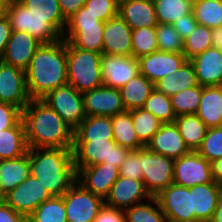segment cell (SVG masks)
Instances as JSON below:
<instances>
[{
	"label": "cell",
	"mask_w": 222,
	"mask_h": 222,
	"mask_svg": "<svg viewBox=\"0 0 222 222\" xmlns=\"http://www.w3.org/2000/svg\"><path fill=\"white\" fill-rule=\"evenodd\" d=\"M30 175L28 152L19 158L0 160V199Z\"/></svg>",
	"instance_id": "obj_26"
},
{
	"label": "cell",
	"mask_w": 222,
	"mask_h": 222,
	"mask_svg": "<svg viewBox=\"0 0 222 222\" xmlns=\"http://www.w3.org/2000/svg\"><path fill=\"white\" fill-rule=\"evenodd\" d=\"M196 115L208 128L222 126V85L202 86V96Z\"/></svg>",
	"instance_id": "obj_27"
},
{
	"label": "cell",
	"mask_w": 222,
	"mask_h": 222,
	"mask_svg": "<svg viewBox=\"0 0 222 222\" xmlns=\"http://www.w3.org/2000/svg\"><path fill=\"white\" fill-rule=\"evenodd\" d=\"M120 176L142 180V167L140 163V149L131 151L119 169Z\"/></svg>",
	"instance_id": "obj_47"
},
{
	"label": "cell",
	"mask_w": 222,
	"mask_h": 222,
	"mask_svg": "<svg viewBox=\"0 0 222 222\" xmlns=\"http://www.w3.org/2000/svg\"><path fill=\"white\" fill-rule=\"evenodd\" d=\"M200 86L222 85V52L210 47L190 60Z\"/></svg>",
	"instance_id": "obj_22"
},
{
	"label": "cell",
	"mask_w": 222,
	"mask_h": 222,
	"mask_svg": "<svg viewBox=\"0 0 222 222\" xmlns=\"http://www.w3.org/2000/svg\"><path fill=\"white\" fill-rule=\"evenodd\" d=\"M101 74L104 86L120 89L140 74L138 58L102 53Z\"/></svg>",
	"instance_id": "obj_13"
},
{
	"label": "cell",
	"mask_w": 222,
	"mask_h": 222,
	"mask_svg": "<svg viewBox=\"0 0 222 222\" xmlns=\"http://www.w3.org/2000/svg\"><path fill=\"white\" fill-rule=\"evenodd\" d=\"M158 23L173 24L192 11L188 0H153Z\"/></svg>",
	"instance_id": "obj_39"
},
{
	"label": "cell",
	"mask_w": 222,
	"mask_h": 222,
	"mask_svg": "<svg viewBox=\"0 0 222 222\" xmlns=\"http://www.w3.org/2000/svg\"><path fill=\"white\" fill-rule=\"evenodd\" d=\"M31 175L52 196H63L77 181L72 149L28 148Z\"/></svg>",
	"instance_id": "obj_3"
},
{
	"label": "cell",
	"mask_w": 222,
	"mask_h": 222,
	"mask_svg": "<svg viewBox=\"0 0 222 222\" xmlns=\"http://www.w3.org/2000/svg\"><path fill=\"white\" fill-rule=\"evenodd\" d=\"M197 152L210 163L222 158V126L208 128Z\"/></svg>",
	"instance_id": "obj_45"
},
{
	"label": "cell",
	"mask_w": 222,
	"mask_h": 222,
	"mask_svg": "<svg viewBox=\"0 0 222 222\" xmlns=\"http://www.w3.org/2000/svg\"><path fill=\"white\" fill-rule=\"evenodd\" d=\"M192 12L199 25L210 29L222 27V1L202 0L192 5Z\"/></svg>",
	"instance_id": "obj_35"
},
{
	"label": "cell",
	"mask_w": 222,
	"mask_h": 222,
	"mask_svg": "<svg viewBox=\"0 0 222 222\" xmlns=\"http://www.w3.org/2000/svg\"><path fill=\"white\" fill-rule=\"evenodd\" d=\"M86 0H58L62 15L67 20L74 15L82 6H84Z\"/></svg>",
	"instance_id": "obj_53"
},
{
	"label": "cell",
	"mask_w": 222,
	"mask_h": 222,
	"mask_svg": "<svg viewBox=\"0 0 222 222\" xmlns=\"http://www.w3.org/2000/svg\"><path fill=\"white\" fill-rule=\"evenodd\" d=\"M154 89L155 84L144 75L138 74L136 77L132 78L119 89L125 109L129 111L142 108L145 100Z\"/></svg>",
	"instance_id": "obj_31"
},
{
	"label": "cell",
	"mask_w": 222,
	"mask_h": 222,
	"mask_svg": "<svg viewBox=\"0 0 222 222\" xmlns=\"http://www.w3.org/2000/svg\"><path fill=\"white\" fill-rule=\"evenodd\" d=\"M102 53L132 56V29L119 14L104 23Z\"/></svg>",
	"instance_id": "obj_20"
},
{
	"label": "cell",
	"mask_w": 222,
	"mask_h": 222,
	"mask_svg": "<svg viewBox=\"0 0 222 222\" xmlns=\"http://www.w3.org/2000/svg\"><path fill=\"white\" fill-rule=\"evenodd\" d=\"M202 96V86L198 85L189 89H184L170 96V101L177 116L196 114Z\"/></svg>",
	"instance_id": "obj_41"
},
{
	"label": "cell",
	"mask_w": 222,
	"mask_h": 222,
	"mask_svg": "<svg viewBox=\"0 0 222 222\" xmlns=\"http://www.w3.org/2000/svg\"><path fill=\"white\" fill-rule=\"evenodd\" d=\"M156 26L132 30V56L139 58L158 51Z\"/></svg>",
	"instance_id": "obj_43"
},
{
	"label": "cell",
	"mask_w": 222,
	"mask_h": 222,
	"mask_svg": "<svg viewBox=\"0 0 222 222\" xmlns=\"http://www.w3.org/2000/svg\"><path fill=\"white\" fill-rule=\"evenodd\" d=\"M214 182L211 163L196 151L174 160L173 183L187 188Z\"/></svg>",
	"instance_id": "obj_12"
},
{
	"label": "cell",
	"mask_w": 222,
	"mask_h": 222,
	"mask_svg": "<svg viewBox=\"0 0 222 222\" xmlns=\"http://www.w3.org/2000/svg\"><path fill=\"white\" fill-rule=\"evenodd\" d=\"M198 85L194 66L190 60H187L177 71L158 80L155 88L170 97L184 89Z\"/></svg>",
	"instance_id": "obj_28"
},
{
	"label": "cell",
	"mask_w": 222,
	"mask_h": 222,
	"mask_svg": "<svg viewBox=\"0 0 222 222\" xmlns=\"http://www.w3.org/2000/svg\"><path fill=\"white\" fill-rule=\"evenodd\" d=\"M62 197L67 222H93L105 203L103 198L87 191L77 181Z\"/></svg>",
	"instance_id": "obj_9"
},
{
	"label": "cell",
	"mask_w": 222,
	"mask_h": 222,
	"mask_svg": "<svg viewBox=\"0 0 222 222\" xmlns=\"http://www.w3.org/2000/svg\"><path fill=\"white\" fill-rule=\"evenodd\" d=\"M22 120L28 148L73 149L74 131L42 99H31Z\"/></svg>",
	"instance_id": "obj_1"
},
{
	"label": "cell",
	"mask_w": 222,
	"mask_h": 222,
	"mask_svg": "<svg viewBox=\"0 0 222 222\" xmlns=\"http://www.w3.org/2000/svg\"><path fill=\"white\" fill-rule=\"evenodd\" d=\"M12 33L10 21L7 16L0 18V58L2 57L7 42L9 41Z\"/></svg>",
	"instance_id": "obj_54"
},
{
	"label": "cell",
	"mask_w": 222,
	"mask_h": 222,
	"mask_svg": "<svg viewBox=\"0 0 222 222\" xmlns=\"http://www.w3.org/2000/svg\"><path fill=\"white\" fill-rule=\"evenodd\" d=\"M140 163L142 181L151 197H156L173 183L174 159L154 153L144 147L140 149Z\"/></svg>",
	"instance_id": "obj_7"
},
{
	"label": "cell",
	"mask_w": 222,
	"mask_h": 222,
	"mask_svg": "<svg viewBox=\"0 0 222 222\" xmlns=\"http://www.w3.org/2000/svg\"><path fill=\"white\" fill-rule=\"evenodd\" d=\"M25 73L31 99H42L50 91L68 84L67 41L61 39L55 43L41 44Z\"/></svg>",
	"instance_id": "obj_2"
},
{
	"label": "cell",
	"mask_w": 222,
	"mask_h": 222,
	"mask_svg": "<svg viewBox=\"0 0 222 222\" xmlns=\"http://www.w3.org/2000/svg\"><path fill=\"white\" fill-rule=\"evenodd\" d=\"M113 127V140L116 144L131 151L146 147L135 132L130 110L113 115L111 117Z\"/></svg>",
	"instance_id": "obj_32"
},
{
	"label": "cell",
	"mask_w": 222,
	"mask_h": 222,
	"mask_svg": "<svg viewBox=\"0 0 222 222\" xmlns=\"http://www.w3.org/2000/svg\"><path fill=\"white\" fill-rule=\"evenodd\" d=\"M119 168L108 163H100L81 168L77 172V182L87 191L105 200L110 189L119 178Z\"/></svg>",
	"instance_id": "obj_17"
},
{
	"label": "cell",
	"mask_w": 222,
	"mask_h": 222,
	"mask_svg": "<svg viewBox=\"0 0 222 222\" xmlns=\"http://www.w3.org/2000/svg\"><path fill=\"white\" fill-rule=\"evenodd\" d=\"M192 5L193 4H195V3H197V2H200V1H202V0H188Z\"/></svg>",
	"instance_id": "obj_59"
},
{
	"label": "cell",
	"mask_w": 222,
	"mask_h": 222,
	"mask_svg": "<svg viewBox=\"0 0 222 222\" xmlns=\"http://www.w3.org/2000/svg\"><path fill=\"white\" fill-rule=\"evenodd\" d=\"M130 114L138 139L146 146L163 123L144 108L132 109Z\"/></svg>",
	"instance_id": "obj_36"
},
{
	"label": "cell",
	"mask_w": 222,
	"mask_h": 222,
	"mask_svg": "<svg viewBox=\"0 0 222 222\" xmlns=\"http://www.w3.org/2000/svg\"><path fill=\"white\" fill-rule=\"evenodd\" d=\"M0 222H28V218L0 199Z\"/></svg>",
	"instance_id": "obj_52"
},
{
	"label": "cell",
	"mask_w": 222,
	"mask_h": 222,
	"mask_svg": "<svg viewBox=\"0 0 222 222\" xmlns=\"http://www.w3.org/2000/svg\"><path fill=\"white\" fill-rule=\"evenodd\" d=\"M95 23H105L97 18V16L88 12V9L82 6L74 15L67 19L66 25H89Z\"/></svg>",
	"instance_id": "obj_51"
},
{
	"label": "cell",
	"mask_w": 222,
	"mask_h": 222,
	"mask_svg": "<svg viewBox=\"0 0 222 222\" xmlns=\"http://www.w3.org/2000/svg\"><path fill=\"white\" fill-rule=\"evenodd\" d=\"M197 21L194 18L193 12L191 11L189 14L182 16L180 19L175 21L172 25L177 33L185 39L190 33H192L193 29L197 25Z\"/></svg>",
	"instance_id": "obj_50"
},
{
	"label": "cell",
	"mask_w": 222,
	"mask_h": 222,
	"mask_svg": "<svg viewBox=\"0 0 222 222\" xmlns=\"http://www.w3.org/2000/svg\"><path fill=\"white\" fill-rule=\"evenodd\" d=\"M113 139L111 117L86 116L74 131V141H99Z\"/></svg>",
	"instance_id": "obj_30"
},
{
	"label": "cell",
	"mask_w": 222,
	"mask_h": 222,
	"mask_svg": "<svg viewBox=\"0 0 222 222\" xmlns=\"http://www.w3.org/2000/svg\"><path fill=\"white\" fill-rule=\"evenodd\" d=\"M86 116H106L126 111L119 89L104 85L82 93Z\"/></svg>",
	"instance_id": "obj_15"
},
{
	"label": "cell",
	"mask_w": 222,
	"mask_h": 222,
	"mask_svg": "<svg viewBox=\"0 0 222 222\" xmlns=\"http://www.w3.org/2000/svg\"><path fill=\"white\" fill-rule=\"evenodd\" d=\"M93 222H126L125 211L104 203Z\"/></svg>",
	"instance_id": "obj_49"
},
{
	"label": "cell",
	"mask_w": 222,
	"mask_h": 222,
	"mask_svg": "<svg viewBox=\"0 0 222 222\" xmlns=\"http://www.w3.org/2000/svg\"><path fill=\"white\" fill-rule=\"evenodd\" d=\"M11 0H0V18L7 15V10Z\"/></svg>",
	"instance_id": "obj_58"
},
{
	"label": "cell",
	"mask_w": 222,
	"mask_h": 222,
	"mask_svg": "<svg viewBox=\"0 0 222 222\" xmlns=\"http://www.w3.org/2000/svg\"><path fill=\"white\" fill-rule=\"evenodd\" d=\"M42 43L27 32L12 31L0 60L26 71L36 50Z\"/></svg>",
	"instance_id": "obj_19"
},
{
	"label": "cell",
	"mask_w": 222,
	"mask_h": 222,
	"mask_svg": "<svg viewBox=\"0 0 222 222\" xmlns=\"http://www.w3.org/2000/svg\"><path fill=\"white\" fill-rule=\"evenodd\" d=\"M30 101L25 71L0 60V102L23 110Z\"/></svg>",
	"instance_id": "obj_14"
},
{
	"label": "cell",
	"mask_w": 222,
	"mask_h": 222,
	"mask_svg": "<svg viewBox=\"0 0 222 222\" xmlns=\"http://www.w3.org/2000/svg\"><path fill=\"white\" fill-rule=\"evenodd\" d=\"M101 58V53L74 47L67 41L68 84L80 93L102 86Z\"/></svg>",
	"instance_id": "obj_4"
},
{
	"label": "cell",
	"mask_w": 222,
	"mask_h": 222,
	"mask_svg": "<svg viewBox=\"0 0 222 222\" xmlns=\"http://www.w3.org/2000/svg\"><path fill=\"white\" fill-rule=\"evenodd\" d=\"M53 197L37 178L30 175L21 184L7 193L2 200L17 213L29 217L36 208Z\"/></svg>",
	"instance_id": "obj_11"
},
{
	"label": "cell",
	"mask_w": 222,
	"mask_h": 222,
	"mask_svg": "<svg viewBox=\"0 0 222 222\" xmlns=\"http://www.w3.org/2000/svg\"><path fill=\"white\" fill-rule=\"evenodd\" d=\"M174 123L183 137L187 148L190 151L197 152L208 130L205 123L196 114L177 116Z\"/></svg>",
	"instance_id": "obj_33"
},
{
	"label": "cell",
	"mask_w": 222,
	"mask_h": 222,
	"mask_svg": "<svg viewBox=\"0 0 222 222\" xmlns=\"http://www.w3.org/2000/svg\"><path fill=\"white\" fill-rule=\"evenodd\" d=\"M31 14L45 18L61 35L67 20L62 15L58 0H18Z\"/></svg>",
	"instance_id": "obj_34"
},
{
	"label": "cell",
	"mask_w": 222,
	"mask_h": 222,
	"mask_svg": "<svg viewBox=\"0 0 222 222\" xmlns=\"http://www.w3.org/2000/svg\"><path fill=\"white\" fill-rule=\"evenodd\" d=\"M210 222H222V198L220 199Z\"/></svg>",
	"instance_id": "obj_57"
},
{
	"label": "cell",
	"mask_w": 222,
	"mask_h": 222,
	"mask_svg": "<svg viewBox=\"0 0 222 222\" xmlns=\"http://www.w3.org/2000/svg\"><path fill=\"white\" fill-rule=\"evenodd\" d=\"M213 180L222 187V158L211 162Z\"/></svg>",
	"instance_id": "obj_55"
},
{
	"label": "cell",
	"mask_w": 222,
	"mask_h": 222,
	"mask_svg": "<svg viewBox=\"0 0 222 222\" xmlns=\"http://www.w3.org/2000/svg\"><path fill=\"white\" fill-rule=\"evenodd\" d=\"M28 222H67L62 196H53L39 205L28 217Z\"/></svg>",
	"instance_id": "obj_38"
},
{
	"label": "cell",
	"mask_w": 222,
	"mask_h": 222,
	"mask_svg": "<svg viewBox=\"0 0 222 222\" xmlns=\"http://www.w3.org/2000/svg\"><path fill=\"white\" fill-rule=\"evenodd\" d=\"M84 7L99 20L106 22L118 15L119 2L117 0H86Z\"/></svg>",
	"instance_id": "obj_46"
},
{
	"label": "cell",
	"mask_w": 222,
	"mask_h": 222,
	"mask_svg": "<svg viewBox=\"0 0 222 222\" xmlns=\"http://www.w3.org/2000/svg\"><path fill=\"white\" fill-rule=\"evenodd\" d=\"M151 198L142 180L119 176L105 198V204L126 210Z\"/></svg>",
	"instance_id": "obj_16"
},
{
	"label": "cell",
	"mask_w": 222,
	"mask_h": 222,
	"mask_svg": "<svg viewBox=\"0 0 222 222\" xmlns=\"http://www.w3.org/2000/svg\"><path fill=\"white\" fill-rule=\"evenodd\" d=\"M167 222H195L190 189L172 183L156 197Z\"/></svg>",
	"instance_id": "obj_10"
},
{
	"label": "cell",
	"mask_w": 222,
	"mask_h": 222,
	"mask_svg": "<svg viewBox=\"0 0 222 222\" xmlns=\"http://www.w3.org/2000/svg\"><path fill=\"white\" fill-rule=\"evenodd\" d=\"M27 151L25 125L22 119L15 126L0 131V160L19 158Z\"/></svg>",
	"instance_id": "obj_29"
},
{
	"label": "cell",
	"mask_w": 222,
	"mask_h": 222,
	"mask_svg": "<svg viewBox=\"0 0 222 222\" xmlns=\"http://www.w3.org/2000/svg\"><path fill=\"white\" fill-rule=\"evenodd\" d=\"M142 108L152 113L162 123H174L176 119L170 97L158 91L156 88L145 100Z\"/></svg>",
	"instance_id": "obj_42"
},
{
	"label": "cell",
	"mask_w": 222,
	"mask_h": 222,
	"mask_svg": "<svg viewBox=\"0 0 222 222\" xmlns=\"http://www.w3.org/2000/svg\"><path fill=\"white\" fill-rule=\"evenodd\" d=\"M21 119V109L12 104L0 102V131L15 126Z\"/></svg>",
	"instance_id": "obj_48"
},
{
	"label": "cell",
	"mask_w": 222,
	"mask_h": 222,
	"mask_svg": "<svg viewBox=\"0 0 222 222\" xmlns=\"http://www.w3.org/2000/svg\"><path fill=\"white\" fill-rule=\"evenodd\" d=\"M146 147L174 160L190 152L175 123H163Z\"/></svg>",
	"instance_id": "obj_21"
},
{
	"label": "cell",
	"mask_w": 222,
	"mask_h": 222,
	"mask_svg": "<svg viewBox=\"0 0 222 222\" xmlns=\"http://www.w3.org/2000/svg\"><path fill=\"white\" fill-rule=\"evenodd\" d=\"M156 39L159 51L183 53V38L177 33L173 25L158 23L156 25Z\"/></svg>",
	"instance_id": "obj_44"
},
{
	"label": "cell",
	"mask_w": 222,
	"mask_h": 222,
	"mask_svg": "<svg viewBox=\"0 0 222 222\" xmlns=\"http://www.w3.org/2000/svg\"><path fill=\"white\" fill-rule=\"evenodd\" d=\"M140 74L154 84L161 78L177 71L186 61L183 53L155 51L138 58Z\"/></svg>",
	"instance_id": "obj_18"
},
{
	"label": "cell",
	"mask_w": 222,
	"mask_h": 222,
	"mask_svg": "<svg viewBox=\"0 0 222 222\" xmlns=\"http://www.w3.org/2000/svg\"><path fill=\"white\" fill-rule=\"evenodd\" d=\"M12 31L27 32L42 44L63 39L62 35L43 17H36L18 0H11L7 15Z\"/></svg>",
	"instance_id": "obj_6"
},
{
	"label": "cell",
	"mask_w": 222,
	"mask_h": 222,
	"mask_svg": "<svg viewBox=\"0 0 222 222\" xmlns=\"http://www.w3.org/2000/svg\"><path fill=\"white\" fill-rule=\"evenodd\" d=\"M75 131L85 119L82 93L70 84L59 86L42 98Z\"/></svg>",
	"instance_id": "obj_8"
},
{
	"label": "cell",
	"mask_w": 222,
	"mask_h": 222,
	"mask_svg": "<svg viewBox=\"0 0 222 222\" xmlns=\"http://www.w3.org/2000/svg\"><path fill=\"white\" fill-rule=\"evenodd\" d=\"M118 14L132 30L158 24L153 0H121Z\"/></svg>",
	"instance_id": "obj_24"
},
{
	"label": "cell",
	"mask_w": 222,
	"mask_h": 222,
	"mask_svg": "<svg viewBox=\"0 0 222 222\" xmlns=\"http://www.w3.org/2000/svg\"><path fill=\"white\" fill-rule=\"evenodd\" d=\"M212 42L222 52V27L212 29Z\"/></svg>",
	"instance_id": "obj_56"
},
{
	"label": "cell",
	"mask_w": 222,
	"mask_h": 222,
	"mask_svg": "<svg viewBox=\"0 0 222 222\" xmlns=\"http://www.w3.org/2000/svg\"><path fill=\"white\" fill-rule=\"evenodd\" d=\"M212 46V29L197 24L192 33L183 39V54L191 60Z\"/></svg>",
	"instance_id": "obj_40"
},
{
	"label": "cell",
	"mask_w": 222,
	"mask_h": 222,
	"mask_svg": "<svg viewBox=\"0 0 222 222\" xmlns=\"http://www.w3.org/2000/svg\"><path fill=\"white\" fill-rule=\"evenodd\" d=\"M104 23L66 25L62 37L74 47L102 54Z\"/></svg>",
	"instance_id": "obj_25"
},
{
	"label": "cell",
	"mask_w": 222,
	"mask_h": 222,
	"mask_svg": "<svg viewBox=\"0 0 222 222\" xmlns=\"http://www.w3.org/2000/svg\"><path fill=\"white\" fill-rule=\"evenodd\" d=\"M125 217L126 222H167L155 197L126 209Z\"/></svg>",
	"instance_id": "obj_37"
},
{
	"label": "cell",
	"mask_w": 222,
	"mask_h": 222,
	"mask_svg": "<svg viewBox=\"0 0 222 222\" xmlns=\"http://www.w3.org/2000/svg\"><path fill=\"white\" fill-rule=\"evenodd\" d=\"M189 189L192 194L195 222H210L222 198V187L214 181L198 184Z\"/></svg>",
	"instance_id": "obj_23"
},
{
	"label": "cell",
	"mask_w": 222,
	"mask_h": 222,
	"mask_svg": "<svg viewBox=\"0 0 222 222\" xmlns=\"http://www.w3.org/2000/svg\"><path fill=\"white\" fill-rule=\"evenodd\" d=\"M73 161L78 172L81 168L108 163L120 169L131 150L116 144L113 139L74 141Z\"/></svg>",
	"instance_id": "obj_5"
}]
</instances>
